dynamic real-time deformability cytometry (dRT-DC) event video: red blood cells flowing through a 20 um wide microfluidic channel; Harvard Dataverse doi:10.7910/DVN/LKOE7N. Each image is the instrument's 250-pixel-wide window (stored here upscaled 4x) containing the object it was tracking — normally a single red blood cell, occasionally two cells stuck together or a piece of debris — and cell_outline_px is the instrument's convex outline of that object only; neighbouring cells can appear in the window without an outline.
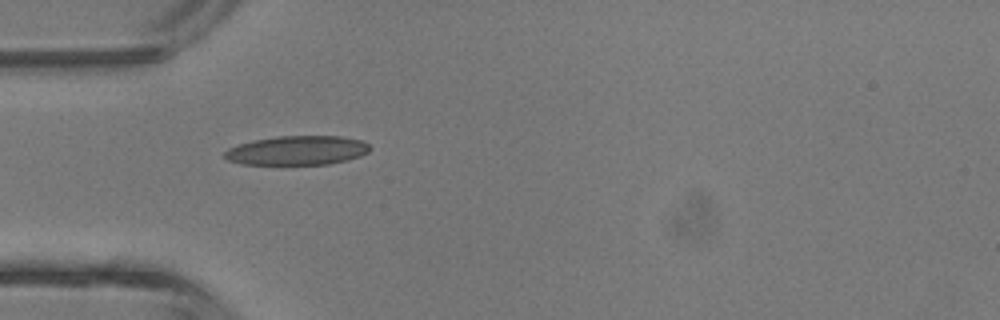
{"species": "common noctule bat (a hibernating species)", "species_latin": "Nyctalus noctula", "temperature_condition": "room temperature", "stored_images_in_passage": 4, "camera_frame_rate_fps": 3000, "um_per_image_px": 0.085, "animal": {"sex": "male", "body_mass_g": 13.3}, "frame": {"image": 1, "passage_image": 4, "time_ms": 3.333, "image_size_px": [1000, 320], "cell_outline_px": [[372, 148], [368, 152], [360, 156], [348, 160], [328, 164], [240, 164], [228, 160], [224, 156], [224, 152], [228, 148], [252, 140], [276, 136], [340, 136], [360, 140], [368, 144]], "centroid_in_image_um": [25.26, 12.78], "position_along_channel_um": 59.7, "area_um2": 24.74}}